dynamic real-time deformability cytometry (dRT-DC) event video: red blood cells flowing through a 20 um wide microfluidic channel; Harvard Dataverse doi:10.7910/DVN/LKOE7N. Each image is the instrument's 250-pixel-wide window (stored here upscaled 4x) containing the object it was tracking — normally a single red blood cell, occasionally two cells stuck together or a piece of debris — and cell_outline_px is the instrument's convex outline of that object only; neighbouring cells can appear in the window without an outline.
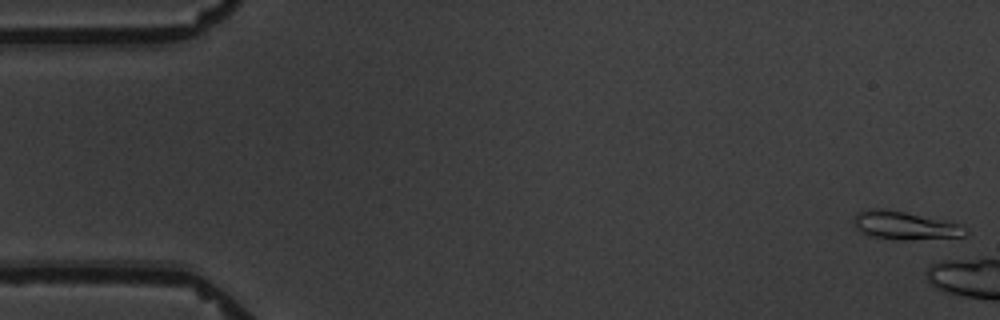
{"species": "common noctule bat (a hibernating species)", "species_latin": "Nyctalus noctula", "temperature_condition": "warm", "stored_images_in_passage": 7, "camera_frame_rate_fps": 3000, "um_per_image_px": 0.085, "animal": {"sex": "male", "body_mass_g": 19.5, "forearm_length_mm": 54.6}, "frame": {"image": 1, "passage_image": 1, "time_ms": 0.0, "image_size_px": [1000, 320], "cell_outline_px": [[968, 232], [964, 236], [908, 240], [896, 240], [868, 236], [860, 232], [852, 224], [852, 220], [856, 212], [872, 208], [884, 208], [904, 212], [960, 224]], "centroid_in_image_um": [76.81, 19.17], "position_along_channel_um": 8.2, "area_um2": 18.44}}